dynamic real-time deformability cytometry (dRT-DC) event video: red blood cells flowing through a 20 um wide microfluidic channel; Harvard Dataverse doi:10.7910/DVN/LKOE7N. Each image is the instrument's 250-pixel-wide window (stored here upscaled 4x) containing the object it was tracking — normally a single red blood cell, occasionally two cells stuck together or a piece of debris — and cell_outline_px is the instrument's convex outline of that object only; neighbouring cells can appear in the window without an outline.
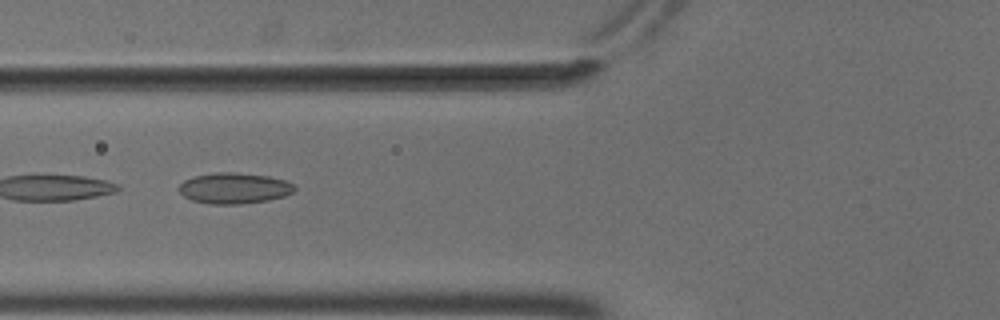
{"species": "common noctule bat (a hibernating species)", "species_latin": "Nyctalus noctula", "temperature_condition": "cold", "stored_images_in_passage": 14, "camera_frame_rate_fps": 3000, "um_per_image_px": 0.085, "animal": {"sex": "male", "body_mass_g": 18.8}, "frame": {"image": 1, "passage_image": 7, "time_ms": 2.0, "image_size_px": [1000, 320], "cell_outline_px": [[296, 188], [292, 192], [284, 196], [268, 200], [240, 204], [212, 204], [192, 200], [184, 196], [180, 192], [180, 184], [184, 180], [196, 176], [216, 172], [236, 172], [268, 176], [284, 180], [296, 184]], "centroid_in_image_um": [19.94, 15.99], "position_along_channel_um": 105.9, "area_um2": 20.69}}